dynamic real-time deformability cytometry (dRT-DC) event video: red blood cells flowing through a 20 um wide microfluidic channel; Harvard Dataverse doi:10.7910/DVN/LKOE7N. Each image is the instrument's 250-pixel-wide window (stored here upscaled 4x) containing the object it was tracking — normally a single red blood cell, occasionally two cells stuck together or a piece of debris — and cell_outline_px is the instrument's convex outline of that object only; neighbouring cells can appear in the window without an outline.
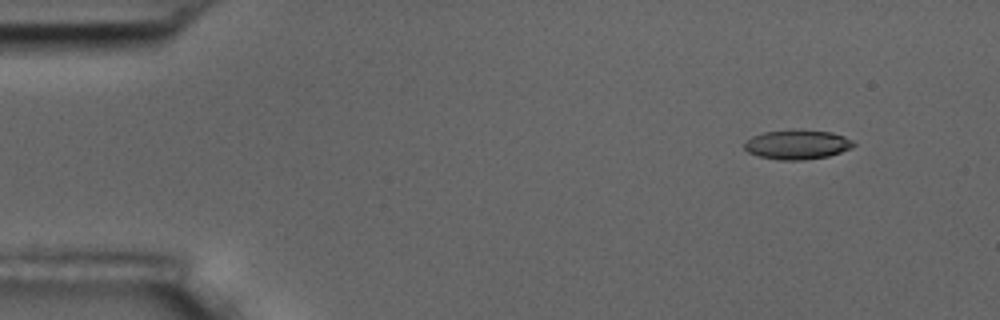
{"species": "common noctule bat (a hibernating species)", "species_latin": "Nyctalus noctula", "temperature_condition": "room temperature", "stored_images_in_passage": 4, "camera_frame_rate_fps": 3000, "um_per_image_px": 0.085, "animal": {"sex": "male", "body_mass_g": 17.5, "forearm_length_mm": 52.3}, "frame": {"image": 1, "passage_image": 1, "time_ms": 0.0, "image_size_px": [1000, 320], "cell_outline_px": [[856, 144], [852, 148], [828, 156], [800, 160], [780, 160], [756, 156], [748, 152], [744, 148], [744, 144], [752, 136], [764, 132], [792, 128], [800, 128], [832, 132], [844, 136], [852, 140]], "centroid_in_image_um": [67.76, 12.26], "position_along_channel_um": 17.2, "area_um2": 19.13}}
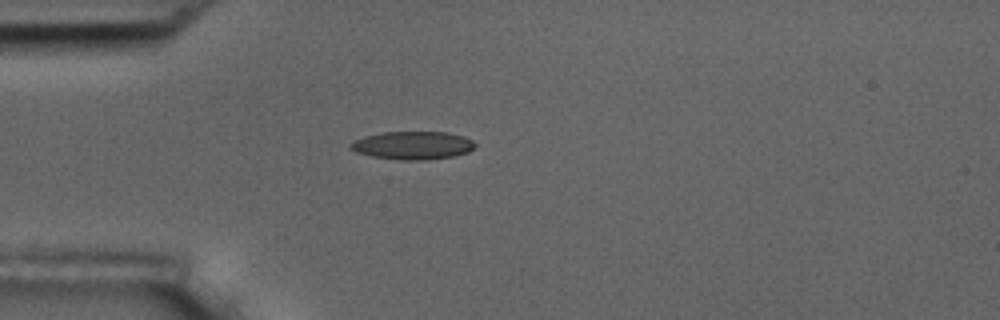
{"frame": {"image": 2, "passage_image": 3, "time_ms": 3.333, "image_size_px": [1000, 320], "cell_outline_px": [[476, 144], [468, 152], [452, 156], [428, 160], [400, 160], [372, 156], [356, 152], [348, 148], [348, 144], [364, 136], [384, 132], [448, 132], [464, 136], [472, 140]], "centroid_in_image_um": [35.07, 12.35], "position_along_channel_um": 49.9, "area_um2": 20.4}}